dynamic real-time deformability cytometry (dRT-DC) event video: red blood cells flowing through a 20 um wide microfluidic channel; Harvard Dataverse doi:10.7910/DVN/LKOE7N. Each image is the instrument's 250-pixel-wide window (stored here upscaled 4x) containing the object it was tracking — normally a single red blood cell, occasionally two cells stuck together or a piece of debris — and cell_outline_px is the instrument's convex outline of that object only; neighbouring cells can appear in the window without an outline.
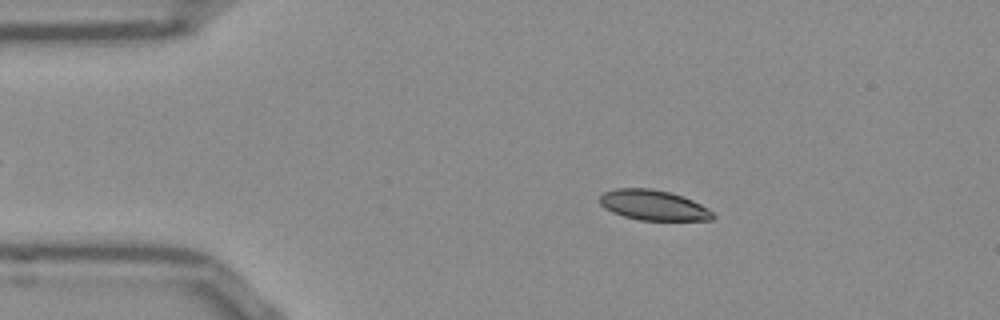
{"species": "Egyptian fruit bat (a non-hibernating species)", "species_latin": "Rousettus aegyptiacus", "temperature_condition": "room temperature", "stored_images_in_passage": 14, "camera_frame_rate_fps": 3000, "um_per_image_px": 0.085, "frame": {"image": 1, "passage_image": 10, "time_ms": 3.0, "image_size_px": [1000, 320], "cell_outline_px": [[716, 216], [712, 220], [640, 220], [624, 216], [612, 212], [604, 208], [600, 204], [600, 196], [604, 192], [616, 188], [648, 188], [668, 192], [692, 200], [708, 208]], "centroid_in_image_um": [55.53, 17.44], "position_along_channel_um": 29.5, "area_um2": 19.77}}